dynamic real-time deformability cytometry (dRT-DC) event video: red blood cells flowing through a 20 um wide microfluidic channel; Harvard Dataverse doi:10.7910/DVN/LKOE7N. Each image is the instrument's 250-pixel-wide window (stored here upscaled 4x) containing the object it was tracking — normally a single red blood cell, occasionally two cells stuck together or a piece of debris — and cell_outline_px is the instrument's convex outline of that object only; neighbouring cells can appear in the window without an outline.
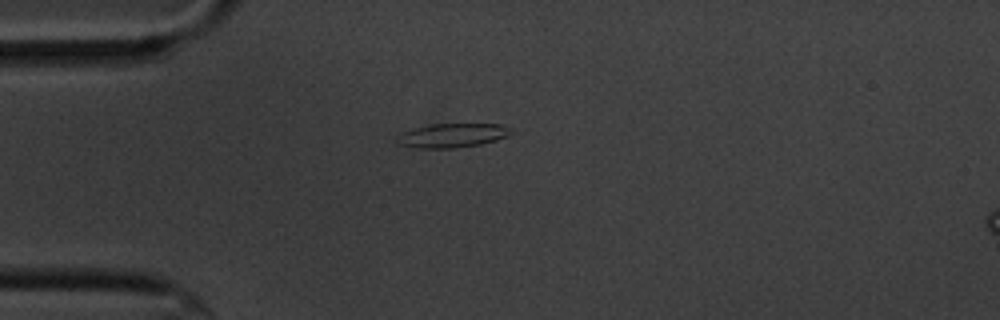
{"species": "common noctule bat (a hibernating species)", "species_latin": "Nyctalus noctula", "temperature_condition": "cold", "stored_images_in_passage": 44, "camera_frame_rate_fps": 3000, "um_per_image_px": 0.085, "animal": {"sex": "male", "body_mass_g": 20.1, "forearm_length_mm": 53.5}, "frame": {"image": 1, "passage_image": 1, "time_ms": 0.0, "image_size_px": [1000, 320], "cell_outline_px": [[512, 132], [508, 136], [496, 140], [480, 144], [456, 148], [416, 148], [396, 144], [396, 136], [404, 132], [416, 128], [432, 124], [500, 124], [508, 128]], "centroid_in_image_um": [38.41, 11.52], "position_along_channel_um": 46.6, "area_um2": 15.9}}
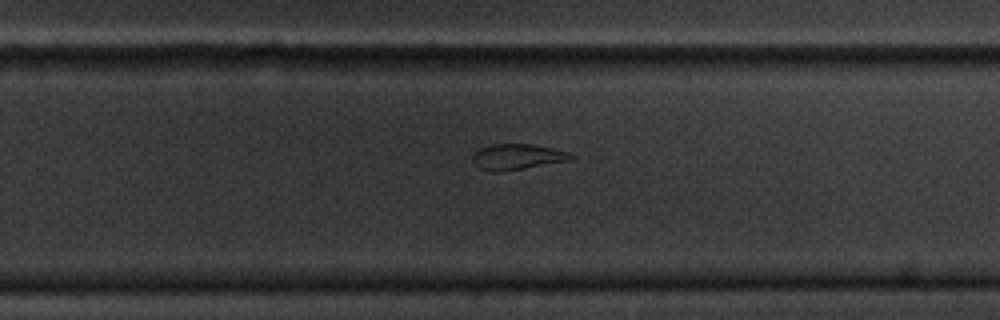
{"frame": {"image": 2, "passage_image": 23, "time_ms": 7.333, "image_size_px": [1000, 320], "cell_outline_px": [[576, 156], [572, 160], [500, 172], [492, 172], [480, 168], [472, 160], [472, 156], [480, 148], [492, 144], [532, 144], [552, 148], [568, 152]], "centroid_in_image_um": [43.98, 13.33], "position_along_channel_um": 285.8, "area_um2": 14.68}}
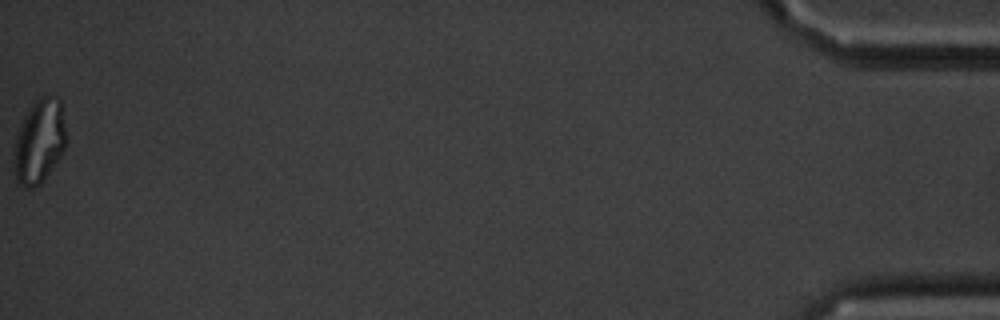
{"frame": {"image": 3, "passage_image": 44, "time_ms": 14.333, "image_size_px": [1000, 320], "cell_outline_px": [[64, 148], [60, 156], [40, 184], [32, 188], [28, 188], [20, 184], [16, 176], [16, 136], [20, 124], [24, 116], [32, 104], [40, 96], [56, 96], [60, 100], [64, 128]], "centroid_in_image_um": [3.35, 11.98], "position_along_channel_um": 431.9, "area_um2": 24.51}}